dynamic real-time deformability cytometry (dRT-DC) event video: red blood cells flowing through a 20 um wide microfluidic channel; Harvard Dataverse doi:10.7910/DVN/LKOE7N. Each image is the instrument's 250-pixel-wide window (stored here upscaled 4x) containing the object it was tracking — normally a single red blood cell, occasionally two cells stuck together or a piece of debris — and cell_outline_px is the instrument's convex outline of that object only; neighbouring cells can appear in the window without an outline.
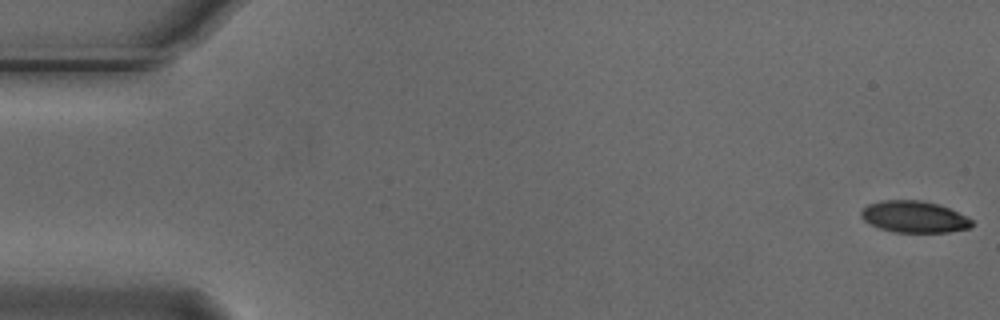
{"species": "Egyptian fruit bat (a non-hibernating species)", "species_latin": "Rousettus aegyptiacus", "temperature_condition": "cold", "stored_images_in_passage": 55, "camera_frame_rate_fps": 3000, "um_per_image_px": 0.085, "animal": {"sex": "male"}, "frame": {"image": 1, "passage_image": 1, "time_ms": 0.0, "image_size_px": [1000, 320], "cell_outline_px": [[972, 228], [948, 232], [896, 232], [880, 228], [864, 220], [860, 216], [860, 212], [868, 204], [880, 200], [920, 200], [940, 204], [968, 216], [972, 220]], "centroid_in_image_um": [77.74, 18.42], "position_along_channel_um": 7.3, "area_um2": 20.52}}
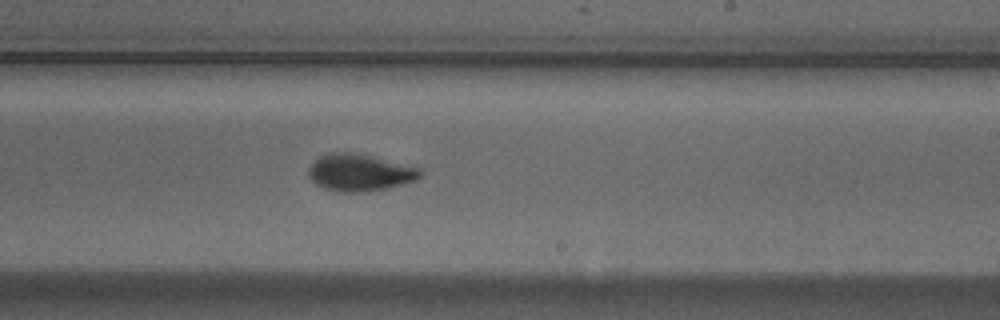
{"frame": {"image": 2, "passage_image": 33, "time_ms": 10.667, "image_size_px": [1000, 320], "cell_outline_px": [[424, 172], [416, 180], [388, 188], [364, 192], [344, 192], [324, 188], [316, 184], [308, 176], [308, 168], [320, 156], [332, 152], [344, 152], [368, 156], [420, 168]], "centroid_in_image_um": [30.57, 14.69], "position_along_channel_um": 258.4, "area_um2": 23.64}}
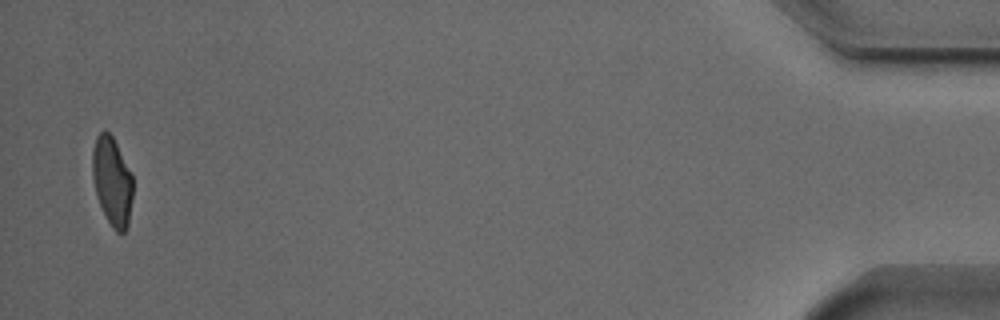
{"frame": {"image": 3, "passage_image": 54, "time_ms": 17.667, "image_size_px": [1000, 320], "cell_outline_px": [[132, 196], [128, 224], [124, 232], [116, 232], [112, 228], [100, 204], [96, 192], [92, 176], [92, 148], [96, 136], [100, 132], [108, 132], [112, 136], [132, 176]], "centroid_in_image_um": [9.51, 15.4], "position_along_channel_um": 425.7, "area_um2": 20.46}}